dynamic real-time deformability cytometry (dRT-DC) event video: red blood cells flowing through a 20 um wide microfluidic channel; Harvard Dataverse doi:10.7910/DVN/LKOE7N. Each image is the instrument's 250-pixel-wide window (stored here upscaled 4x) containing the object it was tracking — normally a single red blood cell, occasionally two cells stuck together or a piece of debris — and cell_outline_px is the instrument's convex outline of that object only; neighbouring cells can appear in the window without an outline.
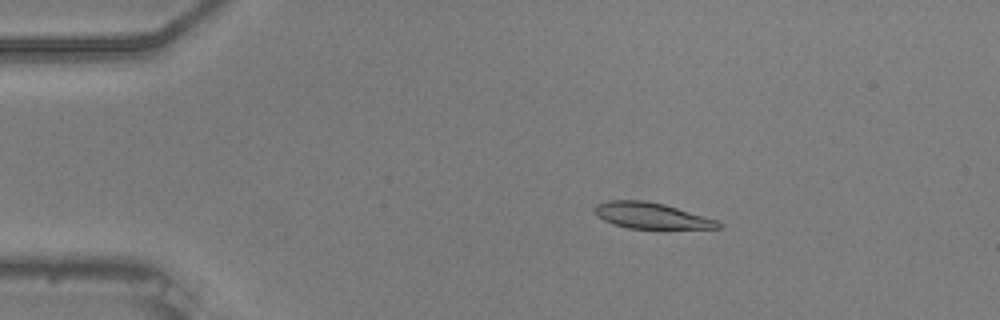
{"species": "common noctule bat (a hibernating species)", "species_latin": "Nyctalus noctula", "temperature_condition": "warm", "stored_images_in_passage": 55, "camera_frame_rate_fps": 3000, "um_per_image_px": 0.085, "animal": {"sex": "male", "body_mass_g": 20.5, "forearm_length_mm": 52.5}, "frame": {"image": 1, "passage_image": 10, "time_ms": 3.0, "image_size_px": [1000, 320], "cell_outline_px": [[724, 224], [720, 228], [628, 228], [612, 224], [596, 216], [592, 208], [596, 204], [608, 200], [644, 200], [664, 204], [704, 216], [716, 220]], "centroid_in_image_um": [55.3, 18.32], "position_along_channel_um": 29.7, "area_um2": 18.67}}
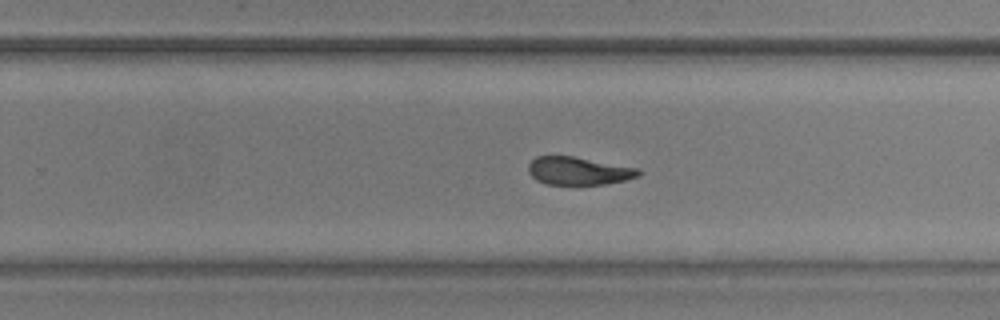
{"frame": {"image": 2, "passage_image": 35, "time_ms": 11.333, "image_size_px": [1000, 320], "cell_outline_px": [[640, 176], [624, 180], [604, 184], [548, 184], [536, 180], [528, 172], [528, 164], [536, 156], [572, 156], [640, 168]], "centroid_in_image_um": [49.18, 14.52], "position_along_channel_um": 280.6, "area_um2": 17.86}}
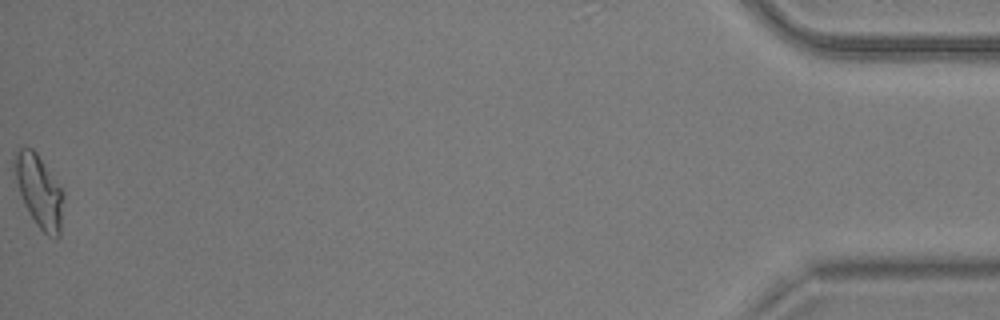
{"frame": {"image": 3, "passage_image": 55, "time_ms": 18.0, "image_size_px": [1000, 320], "cell_outline_px": [[64, 196], [60, 236], [56, 240], [48, 236], [36, 224], [24, 204], [12, 168], [12, 152], [24, 144], [32, 148], [36, 152], [64, 192]], "centroid_in_image_um": [3.3, 16.2], "position_along_channel_um": 431.9, "area_um2": 21.1}, "authors_computed_cell_mechanics": {"area_um2": 19.4208, "velocity_mm_per_s": 3.7117, "shape_relaxation_time_tau1_ms": 7.2418, "shape_relaxation_time_tau2_ms": 2.0156, "deformation_change_tau1": 0.2276, "deformation_change_tau2": 0.087}}